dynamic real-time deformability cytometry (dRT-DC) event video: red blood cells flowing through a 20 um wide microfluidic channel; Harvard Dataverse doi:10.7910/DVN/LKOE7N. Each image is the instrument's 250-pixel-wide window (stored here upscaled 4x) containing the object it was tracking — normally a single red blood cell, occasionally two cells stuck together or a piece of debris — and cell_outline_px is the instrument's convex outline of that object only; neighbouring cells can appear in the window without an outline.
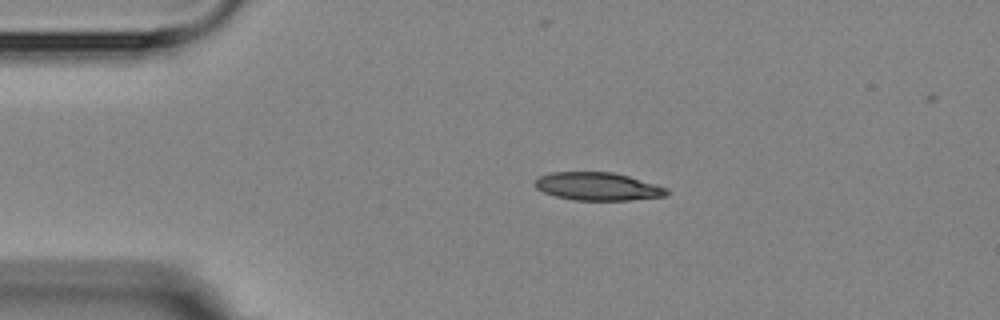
{"species": "Egyptian fruit bat (a non-hibernating species)", "species_latin": "Rousettus aegyptiacus", "temperature_condition": "room temperature", "stored_images_in_passage": 4, "camera_frame_rate_fps": 3000, "um_per_image_px": 0.085, "animal": {"sex": "female"}, "frame": {"image": 1, "passage_image": 2, "time_ms": 2.0, "image_size_px": [1000, 320], "cell_outline_px": [[668, 196], [628, 200], [572, 200], [556, 196], [544, 192], [536, 188], [532, 184], [540, 176], [552, 172], [612, 172], [628, 176], [668, 188]], "centroid_in_image_um": [50.8, 15.85], "position_along_channel_um": 34.2, "area_um2": 21.44}}